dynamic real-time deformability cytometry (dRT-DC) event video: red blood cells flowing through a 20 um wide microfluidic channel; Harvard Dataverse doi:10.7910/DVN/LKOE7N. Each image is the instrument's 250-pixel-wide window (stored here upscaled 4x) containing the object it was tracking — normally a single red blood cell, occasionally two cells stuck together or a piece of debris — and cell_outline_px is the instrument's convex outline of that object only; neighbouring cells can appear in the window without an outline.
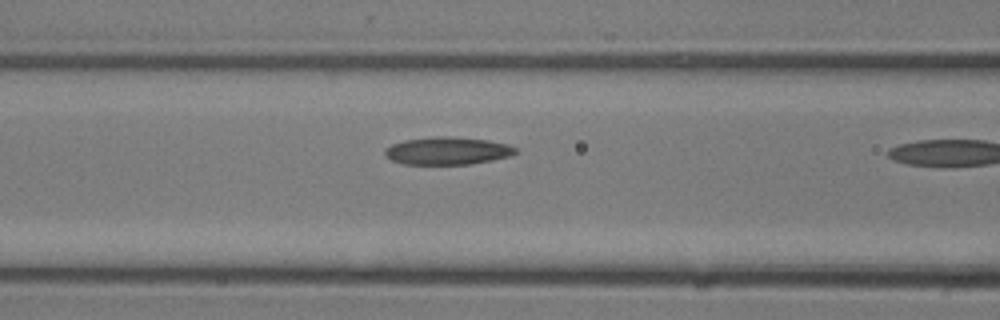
{"species": "common noctule bat (a hibernating species)", "species_latin": "Nyctalus noctula", "temperature_condition": "room temperature", "stored_images_in_passage": 7, "camera_frame_rate_fps": 3000, "um_per_image_px": 0.085, "animal": {"sex": "male", "body_mass_g": 13.3}, "frame": {"image": 1, "passage_image": 6, "time_ms": 1.667, "image_size_px": [1000, 320], "cell_outline_px": [[520, 152], [508, 156], [492, 160], [468, 164], [404, 164], [392, 160], [384, 152], [384, 148], [392, 144], [404, 140], [440, 136], [444, 136], [488, 140], [508, 144], [516, 148]], "centroid_in_image_um": [38.05, 12.82], "position_along_channel_um": 128.6, "area_um2": 20.87}}